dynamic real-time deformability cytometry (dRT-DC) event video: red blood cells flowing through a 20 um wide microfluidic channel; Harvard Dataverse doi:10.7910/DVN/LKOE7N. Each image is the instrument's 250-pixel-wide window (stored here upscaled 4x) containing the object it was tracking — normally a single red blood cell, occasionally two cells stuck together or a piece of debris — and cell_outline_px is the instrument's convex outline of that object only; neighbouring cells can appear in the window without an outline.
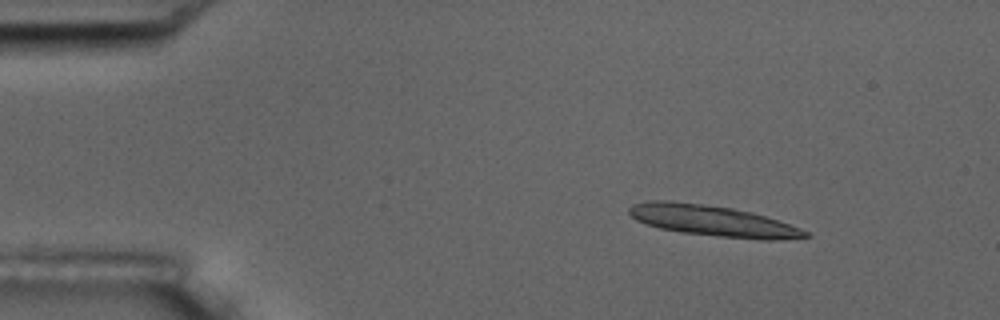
{"species": "common noctule bat (a hibernating species)", "species_latin": "Nyctalus noctula", "temperature_condition": "room temperature", "stored_images_in_passage": 3, "camera_frame_rate_fps": 3000, "um_per_image_px": 0.085, "animal": {"sex": "male", "body_mass_g": 17.5, "forearm_length_mm": 52.3}, "frame": {"image": 1, "passage_image": 1, "time_ms": 0.0, "image_size_px": [1000, 320], "cell_outline_px": [[812, 236], [772, 240], [764, 240], [720, 236], [684, 232], [660, 228], [636, 220], [628, 212], [628, 208], [632, 204], [652, 200], [672, 200], [732, 208], [752, 212], [800, 228], [808, 232]], "centroid_in_image_um": [60.55, 18.75], "position_along_channel_um": 24.4, "area_um2": 31.21}}